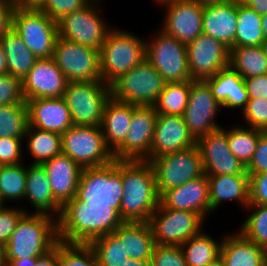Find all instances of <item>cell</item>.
<instances>
[{"label": "cell", "mask_w": 267, "mask_h": 266, "mask_svg": "<svg viewBox=\"0 0 267 266\" xmlns=\"http://www.w3.org/2000/svg\"><path fill=\"white\" fill-rule=\"evenodd\" d=\"M123 222L110 205L89 204L75 196L62 206L57 218L58 238L65 243L90 244Z\"/></svg>", "instance_id": "6da1fadb"}, {"label": "cell", "mask_w": 267, "mask_h": 266, "mask_svg": "<svg viewBox=\"0 0 267 266\" xmlns=\"http://www.w3.org/2000/svg\"><path fill=\"white\" fill-rule=\"evenodd\" d=\"M123 194L120 217L124 222H148L159 206L153 166L146 160H122Z\"/></svg>", "instance_id": "7a4b0ae2"}, {"label": "cell", "mask_w": 267, "mask_h": 266, "mask_svg": "<svg viewBox=\"0 0 267 266\" xmlns=\"http://www.w3.org/2000/svg\"><path fill=\"white\" fill-rule=\"evenodd\" d=\"M58 241L56 217L25 213L3 247V259L38 258L53 249Z\"/></svg>", "instance_id": "3957f363"}, {"label": "cell", "mask_w": 267, "mask_h": 266, "mask_svg": "<svg viewBox=\"0 0 267 266\" xmlns=\"http://www.w3.org/2000/svg\"><path fill=\"white\" fill-rule=\"evenodd\" d=\"M146 59V39L126 29L113 27L100 50L101 77L111 85Z\"/></svg>", "instance_id": "277c9868"}, {"label": "cell", "mask_w": 267, "mask_h": 266, "mask_svg": "<svg viewBox=\"0 0 267 266\" xmlns=\"http://www.w3.org/2000/svg\"><path fill=\"white\" fill-rule=\"evenodd\" d=\"M123 194L122 160L83 168L76 197L89 204L110 205L120 214Z\"/></svg>", "instance_id": "5b68a950"}, {"label": "cell", "mask_w": 267, "mask_h": 266, "mask_svg": "<svg viewBox=\"0 0 267 266\" xmlns=\"http://www.w3.org/2000/svg\"><path fill=\"white\" fill-rule=\"evenodd\" d=\"M166 83L157 69L144 59L110 85L111 97L124 103L154 106Z\"/></svg>", "instance_id": "8992f818"}, {"label": "cell", "mask_w": 267, "mask_h": 266, "mask_svg": "<svg viewBox=\"0 0 267 266\" xmlns=\"http://www.w3.org/2000/svg\"><path fill=\"white\" fill-rule=\"evenodd\" d=\"M110 97V86L103 80L68 82L63 94L73 125L82 126H100Z\"/></svg>", "instance_id": "52a82bcc"}, {"label": "cell", "mask_w": 267, "mask_h": 266, "mask_svg": "<svg viewBox=\"0 0 267 266\" xmlns=\"http://www.w3.org/2000/svg\"><path fill=\"white\" fill-rule=\"evenodd\" d=\"M12 28L38 58H51L58 37V24L36 7L16 6Z\"/></svg>", "instance_id": "ba28073f"}, {"label": "cell", "mask_w": 267, "mask_h": 266, "mask_svg": "<svg viewBox=\"0 0 267 266\" xmlns=\"http://www.w3.org/2000/svg\"><path fill=\"white\" fill-rule=\"evenodd\" d=\"M61 138L62 153L82 168L104 166L114 161L100 126L73 125Z\"/></svg>", "instance_id": "9c48e42d"}, {"label": "cell", "mask_w": 267, "mask_h": 266, "mask_svg": "<svg viewBox=\"0 0 267 266\" xmlns=\"http://www.w3.org/2000/svg\"><path fill=\"white\" fill-rule=\"evenodd\" d=\"M153 166L158 195L194 180L204 173L197 144L191 148L164 154L148 160Z\"/></svg>", "instance_id": "30bf717a"}, {"label": "cell", "mask_w": 267, "mask_h": 266, "mask_svg": "<svg viewBox=\"0 0 267 266\" xmlns=\"http://www.w3.org/2000/svg\"><path fill=\"white\" fill-rule=\"evenodd\" d=\"M102 2L91 0L82 9L60 19L57 22L58 36L101 50L107 34L113 28L100 14Z\"/></svg>", "instance_id": "8fae6325"}, {"label": "cell", "mask_w": 267, "mask_h": 266, "mask_svg": "<svg viewBox=\"0 0 267 266\" xmlns=\"http://www.w3.org/2000/svg\"><path fill=\"white\" fill-rule=\"evenodd\" d=\"M154 35L146 40V59L151 65L167 83L193 80L188 69L186 44L160 28Z\"/></svg>", "instance_id": "7c38bea8"}, {"label": "cell", "mask_w": 267, "mask_h": 266, "mask_svg": "<svg viewBox=\"0 0 267 266\" xmlns=\"http://www.w3.org/2000/svg\"><path fill=\"white\" fill-rule=\"evenodd\" d=\"M204 221L198 213L164 208L159 203L148 223L156 244L181 246L204 229Z\"/></svg>", "instance_id": "4fadbf2b"}, {"label": "cell", "mask_w": 267, "mask_h": 266, "mask_svg": "<svg viewBox=\"0 0 267 266\" xmlns=\"http://www.w3.org/2000/svg\"><path fill=\"white\" fill-rule=\"evenodd\" d=\"M53 58L68 82L102 80L99 49L58 36Z\"/></svg>", "instance_id": "5bb4252c"}, {"label": "cell", "mask_w": 267, "mask_h": 266, "mask_svg": "<svg viewBox=\"0 0 267 266\" xmlns=\"http://www.w3.org/2000/svg\"><path fill=\"white\" fill-rule=\"evenodd\" d=\"M221 109L204 80H190V94L183 118L196 141L222 127V124L219 125L215 120Z\"/></svg>", "instance_id": "9a60e30c"}, {"label": "cell", "mask_w": 267, "mask_h": 266, "mask_svg": "<svg viewBox=\"0 0 267 266\" xmlns=\"http://www.w3.org/2000/svg\"><path fill=\"white\" fill-rule=\"evenodd\" d=\"M157 113L154 106L136 105L125 141L113 152L114 160L151 158Z\"/></svg>", "instance_id": "2e32d148"}, {"label": "cell", "mask_w": 267, "mask_h": 266, "mask_svg": "<svg viewBox=\"0 0 267 266\" xmlns=\"http://www.w3.org/2000/svg\"><path fill=\"white\" fill-rule=\"evenodd\" d=\"M157 4L166 12L159 27L166 34L185 44L202 34L203 5L193 0H165Z\"/></svg>", "instance_id": "e0dca14e"}, {"label": "cell", "mask_w": 267, "mask_h": 266, "mask_svg": "<svg viewBox=\"0 0 267 266\" xmlns=\"http://www.w3.org/2000/svg\"><path fill=\"white\" fill-rule=\"evenodd\" d=\"M186 47L188 69L193 80L213 77L229 65L230 49L210 35L202 33Z\"/></svg>", "instance_id": "ac0fdd59"}, {"label": "cell", "mask_w": 267, "mask_h": 266, "mask_svg": "<svg viewBox=\"0 0 267 266\" xmlns=\"http://www.w3.org/2000/svg\"><path fill=\"white\" fill-rule=\"evenodd\" d=\"M196 144L207 176L241 175L246 172V166L234 156L228 146L226 127L222 126L200 137Z\"/></svg>", "instance_id": "d6986e66"}, {"label": "cell", "mask_w": 267, "mask_h": 266, "mask_svg": "<svg viewBox=\"0 0 267 266\" xmlns=\"http://www.w3.org/2000/svg\"><path fill=\"white\" fill-rule=\"evenodd\" d=\"M68 80L53 57L36 61L22 80L25 101L36 98L63 97Z\"/></svg>", "instance_id": "ffe728a7"}, {"label": "cell", "mask_w": 267, "mask_h": 266, "mask_svg": "<svg viewBox=\"0 0 267 266\" xmlns=\"http://www.w3.org/2000/svg\"><path fill=\"white\" fill-rule=\"evenodd\" d=\"M159 203L164 208L198 213L204 220L211 213L209 183L206 174L163 192Z\"/></svg>", "instance_id": "44dd1931"}, {"label": "cell", "mask_w": 267, "mask_h": 266, "mask_svg": "<svg viewBox=\"0 0 267 266\" xmlns=\"http://www.w3.org/2000/svg\"><path fill=\"white\" fill-rule=\"evenodd\" d=\"M196 142L183 116L157 114L151 158L191 148Z\"/></svg>", "instance_id": "7402d4cb"}, {"label": "cell", "mask_w": 267, "mask_h": 266, "mask_svg": "<svg viewBox=\"0 0 267 266\" xmlns=\"http://www.w3.org/2000/svg\"><path fill=\"white\" fill-rule=\"evenodd\" d=\"M29 126L62 135L73 126L63 97L27 100Z\"/></svg>", "instance_id": "603a6c76"}, {"label": "cell", "mask_w": 267, "mask_h": 266, "mask_svg": "<svg viewBox=\"0 0 267 266\" xmlns=\"http://www.w3.org/2000/svg\"><path fill=\"white\" fill-rule=\"evenodd\" d=\"M42 165L47 172L54 199L61 206L72 200L77 195L83 168L63 153Z\"/></svg>", "instance_id": "cb8c5ba5"}, {"label": "cell", "mask_w": 267, "mask_h": 266, "mask_svg": "<svg viewBox=\"0 0 267 266\" xmlns=\"http://www.w3.org/2000/svg\"><path fill=\"white\" fill-rule=\"evenodd\" d=\"M237 28V0L205 5L202 33L218 39L229 49L234 44Z\"/></svg>", "instance_id": "d4e9b609"}, {"label": "cell", "mask_w": 267, "mask_h": 266, "mask_svg": "<svg viewBox=\"0 0 267 266\" xmlns=\"http://www.w3.org/2000/svg\"><path fill=\"white\" fill-rule=\"evenodd\" d=\"M210 87L215 99L223 110L246 108L249 100L242 76L230 65L221 69L213 77L204 80Z\"/></svg>", "instance_id": "484cf974"}, {"label": "cell", "mask_w": 267, "mask_h": 266, "mask_svg": "<svg viewBox=\"0 0 267 266\" xmlns=\"http://www.w3.org/2000/svg\"><path fill=\"white\" fill-rule=\"evenodd\" d=\"M222 236L219 261L222 266H264L267 250L247 240L239 231Z\"/></svg>", "instance_id": "4316f807"}, {"label": "cell", "mask_w": 267, "mask_h": 266, "mask_svg": "<svg viewBox=\"0 0 267 266\" xmlns=\"http://www.w3.org/2000/svg\"><path fill=\"white\" fill-rule=\"evenodd\" d=\"M25 200L35 209L32 213L59 217L62 206L53 197L52 188L43 165H27Z\"/></svg>", "instance_id": "83f0119b"}, {"label": "cell", "mask_w": 267, "mask_h": 266, "mask_svg": "<svg viewBox=\"0 0 267 266\" xmlns=\"http://www.w3.org/2000/svg\"><path fill=\"white\" fill-rule=\"evenodd\" d=\"M211 213L228 201H236L244 210L249 205L250 174L207 176ZM228 200V201H227Z\"/></svg>", "instance_id": "f1b7e54d"}, {"label": "cell", "mask_w": 267, "mask_h": 266, "mask_svg": "<svg viewBox=\"0 0 267 266\" xmlns=\"http://www.w3.org/2000/svg\"><path fill=\"white\" fill-rule=\"evenodd\" d=\"M136 105L117 101L110 97L106 102L100 128L106 146L114 152L126 138Z\"/></svg>", "instance_id": "f546056e"}, {"label": "cell", "mask_w": 267, "mask_h": 266, "mask_svg": "<svg viewBox=\"0 0 267 266\" xmlns=\"http://www.w3.org/2000/svg\"><path fill=\"white\" fill-rule=\"evenodd\" d=\"M0 44L7 59L8 73L23 80L38 58L13 28L0 38Z\"/></svg>", "instance_id": "4dcf8cb0"}, {"label": "cell", "mask_w": 267, "mask_h": 266, "mask_svg": "<svg viewBox=\"0 0 267 266\" xmlns=\"http://www.w3.org/2000/svg\"><path fill=\"white\" fill-rule=\"evenodd\" d=\"M219 241V242H218ZM221 240L202 230L181 245L187 266H210L219 260Z\"/></svg>", "instance_id": "1f68e13d"}, {"label": "cell", "mask_w": 267, "mask_h": 266, "mask_svg": "<svg viewBox=\"0 0 267 266\" xmlns=\"http://www.w3.org/2000/svg\"><path fill=\"white\" fill-rule=\"evenodd\" d=\"M24 142L25 144L27 143L26 147H24L25 150L27 149L31 158H33L30 162L31 164L42 165L62 153L61 135L29 125L24 136Z\"/></svg>", "instance_id": "d6a6232c"}, {"label": "cell", "mask_w": 267, "mask_h": 266, "mask_svg": "<svg viewBox=\"0 0 267 266\" xmlns=\"http://www.w3.org/2000/svg\"><path fill=\"white\" fill-rule=\"evenodd\" d=\"M155 244L148 222H124V249L129 258L151 260Z\"/></svg>", "instance_id": "836d02e7"}, {"label": "cell", "mask_w": 267, "mask_h": 266, "mask_svg": "<svg viewBox=\"0 0 267 266\" xmlns=\"http://www.w3.org/2000/svg\"><path fill=\"white\" fill-rule=\"evenodd\" d=\"M264 41L262 15L237 0V28L232 47L261 46Z\"/></svg>", "instance_id": "e575fe53"}, {"label": "cell", "mask_w": 267, "mask_h": 266, "mask_svg": "<svg viewBox=\"0 0 267 266\" xmlns=\"http://www.w3.org/2000/svg\"><path fill=\"white\" fill-rule=\"evenodd\" d=\"M229 65L243 79L267 74V58L261 46H235L230 49Z\"/></svg>", "instance_id": "d590c367"}, {"label": "cell", "mask_w": 267, "mask_h": 266, "mask_svg": "<svg viewBox=\"0 0 267 266\" xmlns=\"http://www.w3.org/2000/svg\"><path fill=\"white\" fill-rule=\"evenodd\" d=\"M89 245L100 266H122L129 258L124 249V222L112 233L103 235Z\"/></svg>", "instance_id": "8d00e7d4"}, {"label": "cell", "mask_w": 267, "mask_h": 266, "mask_svg": "<svg viewBox=\"0 0 267 266\" xmlns=\"http://www.w3.org/2000/svg\"><path fill=\"white\" fill-rule=\"evenodd\" d=\"M241 125V126H240ZM265 131L236 124L226 128L228 146L234 156L247 166L255 153L260 136Z\"/></svg>", "instance_id": "74e56055"}, {"label": "cell", "mask_w": 267, "mask_h": 266, "mask_svg": "<svg viewBox=\"0 0 267 266\" xmlns=\"http://www.w3.org/2000/svg\"><path fill=\"white\" fill-rule=\"evenodd\" d=\"M27 166L23 163L0 166V202H24Z\"/></svg>", "instance_id": "f35d334b"}, {"label": "cell", "mask_w": 267, "mask_h": 266, "mask_svg": "<svg viewBox=\"0 0 267 266\" xmlns=\"http://www.w3.org/2000/svg\"><path fill=\"white\" fill-rule=\"evenodd\" d=\"M190 94V80L166 83L154 108L157 114L183 116Z\"/></svg>", "instance_id": "ab89813d"}, {"label": "cell", "mask_w": 267, "mask_h": 266, "mask_svg": "<svg viewBox=\"0 0 267 266\" xmlns=\"http://www.w3.org/2000/svg\"><path fill=\"white\" fill-rule=\"evenodd\" d=\"M28 125L27 104L0 106V138H24Z\"/></svg>", "instance_id": "60d3db41"}, {"label": "cell", "mask_w": 267, "mask_h": 266, "mask_svg": "<svg viewBox=\"0 0 267 266\" xmlns=\"http://www.w3.org/2000/svg\"><path fill=\"white\" fill-rule=\"evenodd\" d=\"M245 210L249 215L237 230L247 240L267 250V204L248 205Z\"/></svg>", "instance_id": "b9f144b4"}, {"label": "cell", "mask_w": 267, "mask_h": 266, "mask_svg": "<svg viewBox=\"0 0 267 266\" xmlns=\"http://www.w3.org/2000/svg\"><path fill=\"white\" fill-rule=\"evenodd\" d=\"M59 266H100L89 244L65 243L59 240Z\"/></svg>", "instance_id": "7bdbcfd3"}, {"label": "cell", "mask_w": 267, "mask_h": 266, "mask_svg": "<svg viewBox=\"0 0 267 266\" xmlns=\"http://www.w3.org/2000/svg\"><path fill=\"white\" fill-rule=\"evenodd\" d=\"M91 0H42L36 8L58 22L64 16L82 9Z\"/></svg>", "instance_id": "ee69618b"}, {"label": "cell", "mask_w": 267, "mask_h": 266, "mask_svg": "<svg viewBox=\"0 0 267 266\" xmlns=\"http://www.w3.org/2000/svg\"><path fill=\"white\" fill-rule=\"evenodd\" d=\"M241 114L246 127L267 131V99H249Z\"/></svg>", "instance_id": "f6af8a7d"}, {"label": "cell", "mask_w": 267, "mask_h": 266, "mask_svg": "<svg viewBox=\"0 0 267 266\" xmlns=\"http://www.w3.org/2000/svg\"><path fill=\"white\" fill-rule=\"evenodd\" d=\"M27 104L22 91V80L10 73L0 75V106Z\"/></svg>", "instance_id": "bcb514c9"}, {"label": "cell", "mask_w": 267, "mask_h": 266, "mask_svg": "<svg viewBox=\"0 0 267 266\" xmlns=\"http://www.w3.org/2000/svg\"><path fill=\"white\" fill-rule=\"evenodd\" d=\"M8 206V207H6ZM28 207L22 208L20 206H9L2 205L0 207V244L4 247L12 235L17 222L25 213H32V211L27 210Z\"/></svg>", "instance_id": "7dc6e473"}, {"label": "cell", "mask_w": 267, "mask_h": 266, "mask_svg": "<svg viewBox=\"0 0 267 266\" xmlns=\"http://www.w3.org/2000/svg\"><path fill=\"white\" fill-rule=\"evenodd\" d=\"M152 266H187L181 246L155 244Z\"/></svg>", "instance_id": "c3c4849f"}, {"label": "cell", "mask_w": 267, "mask_h": 266, "mask_svg": "<svg viewBox=\"0 0 267 266\" xmlns=\"http://www.w3.org/2000/svg\"><path fill=\"white\" fill-rule=\"evenodd\" d=\"M23 143L24 138H0V166L23 163Z\"/></svg>", "instance_id": "681fc988"}, {"label": "cell", "mask_w": 267, "mask_h": 266, "mask_svg": "<svg viewBox=\"0 0 267 266\" xmlns=\"http://www.w3.org/2000/svg\"><path fill=\"white\" fill-rule=\"evenodd\" d=\"M267 204V172L250 174L249 205Z\"/></svg>", "instance_id": "f907efd6"}, {"label": "cell", "mask_w": 267, "mask_h": 266, "mask_svg": "<svg viewBox=\"0 0 267 266\" xmlns=\"http://www.w3.org/2000/svg\"><path fill=\"white\" fill-rule=\"evenodd\" d=\"M246 171L249 174L267 172V131L260 136L255 153L246 166Z\"/></svg>", "instance_id": "816d5d0a"}, {"label": "cell", "mask_w": 267, "mask_h": 266, "mask_svg": "<svg viewBox=\"0 0 267 266\" xmlns=\"http://www.w3.org/2000/svg\"><path fill=\"white\" fill-rule=\"evenodd\" d=\"M248 98L267 99V74L244 79Z\"/></svg>", "instance_id": "f5cc1de1"}, {"label": "cell", "mask_w": 267, "mask_h": 266, "mask_svg": "<svg viewBox=\"0 0 267 266\" xmlns=\"http://www.w3.org/2000/svg\"><path fill=\"white\" fill-rule=\"evenodd\" d=\"M14 0H0V38L13 26Z\"/></svg>", "instance_id": "db71d44e"}, {"label": "cell", "mask_w": 267, "mask_h": 266, "mask_svg": "<svg viewBox=\"0 0 267 266\" xmlns=\"http://www.w3.org/2000/svg\"><path fill=\"white\" fill-rule=\"evenodd\" d=\"M35 266H59V241L53 249L37 258Z\"/></svg>", "instance_id": "11a10c76"}, {"label": "cell", "mask_w": 267, "mask_h": 266, "mask_svg": "<svg viewBox=\"0 0 267 266\" xmlns=\"http://www.w3.org/2000/svg\"><path fill=\"white\" fill-rule=\"evenodd\" d=\"M260 15L267 14V0H241Z\"/></svg>", "instance_id": "9f6ffc18"}, {"label": "cell", "mask_w": 267, "mask_h": 266, "mask_svg": "<svg viewBox=\"0 0 267 266\" xmlns=\"http://www.w3.org/2000/svg\"><path fill=\"white\" fill-rule=\"evenodd\" d=\"M37 258L3 259V266H35Z\"/></svg>", "instance_id": "6f0895ef"}, {"label": "cell", "mask_w": 267, "mask_h": 266, "mask_svg": "<svg viewBox=\"0 0 267 266\" xmlns=\"http://www.w3.org/2000/svg\"><path fill=\"white\" fill-rule=\"evenodd\" d=\"M7 73H8L7 59H6L4 50L2 48V45L0 44V75L7 74Z\"/></svg>", "instance_id": "680465c9"}, {"label": "cell", "mask_w": 267, "mask_h": 266, "mask_svg": "<svg viewBox=\"0 0 267 266\" xmlns=\"http://www.w3.org/2000/svg\"><path fill=\"white\" fill-rule=\"evenodd\" d=\"M122 266H152L151 260L148 261H140L133 260L131 258L126 259L125 263Z\"/></svg>", "instance_id": "91938a15"}, {"label": "cell", "mask_w": 267, "mask_h": 266, "mask_svg": "<svg viewBox=\"0 0 267 266\" xmlns=\"http://www.w3.org/2000/svg\"><path fill=\"white\" fill-rule=\"evenodd\" d=\"M16 6L36 7L42 0H14Z\"/></svg>", "instance_id": "94428289"}, {"label": "cell", "mask_w": 267, "mask_h": 266, "mask_svg": "<svg viewBox=\"0 0 267 266\" xmlns=\"http://www.w3.org/2000/svg\"><path fill=\"white\" fill-rule=\"evenodd\" d=\"M193 1L205 6V5H211V4L224 3L228 0H193Z\"/></svg>", "instance_id": "6125c7cd"}, {"label": "cell", "mask_w": 267, "mask_h": 266, "mask_svg": "<svg viewBox=\"0 0 267 266\" xmlns=\"http://www.w3.org/2000/svg\"><path fill=\"white\" fill-rule=\"evenodd\" d=\"M262 29H263L264 39L267 40V14L262 15Z\"/></svg>", "instance_id": "be15d7a7"}, {"label": "cell", "mask_w": 267, "mask_h": 266, "mask_svg": "<svg viewBox=\"0 0 267 266\" xmlns=\"http://www.w3.org/2000/svg\"><path fill=\"white\" fill-rule=\"evenodd\" d=\"M261 48L263 50V53L265 55V57L267 58V40H265L262 44H261Z\"/></svg>", "instance_id": "e7e4bbea"}, {"label": "cell", "mask_w": 267, "mask_h": 266, "mask_svg": "<svg viewBox=\"0 0 267 266\" xmlns=\"http://www.w3.org/2000/svg\"><path fill=\"white\" fill-rule=\"evenodd\" d=\"M0 266H3V246L0 244Z\"/></svg>", "instance_id": "03108f58"}, {"label": "cell", "mask_w": 267, "mask_h": 266, "mask_svg": "<svg viewBox=\"0 0 267 266\" xmlns=\"http://www.w3.org/2000/svg\"><path fill=\"white\" fill-rule=\"evenodd\" d=\"M210 266H222L221 262L218 260L215 264H212Z\"/></svg>", "instance_id": "003e7915"}, {"label": "cell", "mask_w": 267, "mask_h": 266, "mask_svg": "<svg viewBox=\"0 0 267 266\" xmlns=\"http://www.w3.org/2000/svg\"><path fill=\"white\" fill-rule=\"evenodd\" d=\"M162 1H165V0H154L153 2H155L157 4V3H160Z\"/></svg>", "instance_id": "a7ac6f4b"}]
</instances>
